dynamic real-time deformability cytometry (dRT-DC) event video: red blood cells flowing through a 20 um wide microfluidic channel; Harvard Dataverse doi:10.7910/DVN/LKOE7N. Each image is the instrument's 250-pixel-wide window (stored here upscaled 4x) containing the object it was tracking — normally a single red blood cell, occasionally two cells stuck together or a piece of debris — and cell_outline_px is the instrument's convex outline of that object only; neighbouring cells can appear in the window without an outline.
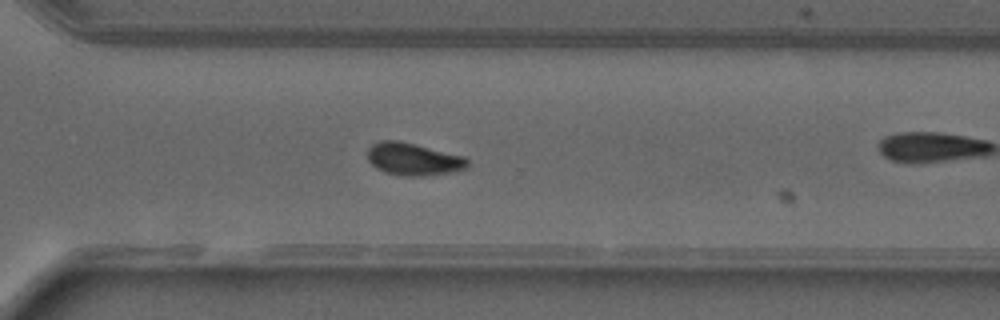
{"species": "common noctule bat (a hibernating species)", "species_latin": "Nyctalus noctula", "temperature_condition": "warm", "stored_images_in_passage": 42, "camera_frame_rate_fps": 3000, "um_per_image_px": 0.085, "animal": {"sex": "male", "forearm_length_mm": 52.5}, "frame": {"image": 1, "passage_image": 30, "time_ms": 9.667, "image_size_px": [1000, 320], "cell_outline_px": [[468, 164], [464, 168], [452, 172], [424, 176], [400, 176], [384, 172], [376, 168], [368, 160], [368, 148], [372, 144], [380, 140], [396, 140], [416, 144], [464, 156], [468, 160]], "centroid_in_image_um": [35.1, 13.53], "position_along_channel_um": 335.5, "area_um2": 18.96}}